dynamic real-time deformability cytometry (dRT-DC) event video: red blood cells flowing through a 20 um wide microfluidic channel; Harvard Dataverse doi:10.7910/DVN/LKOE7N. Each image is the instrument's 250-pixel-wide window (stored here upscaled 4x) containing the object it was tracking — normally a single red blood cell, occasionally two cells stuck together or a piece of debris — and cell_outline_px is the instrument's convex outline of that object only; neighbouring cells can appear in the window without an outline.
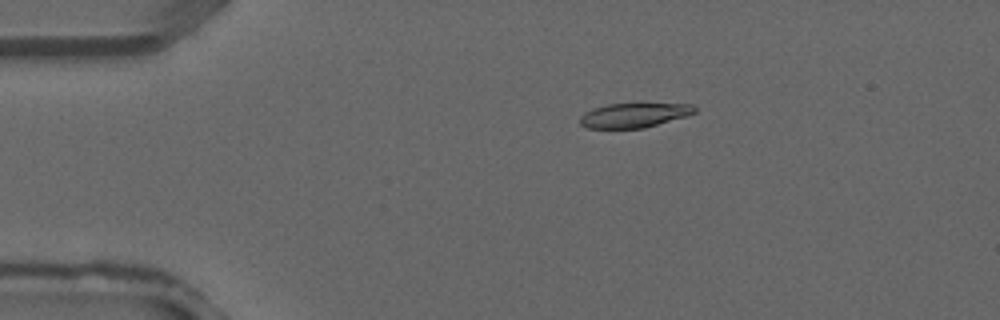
{"species": "common noctule bat (a hibernating species)", "species_latin": "Nyctalus noctula", "temperature_condition": "warm", "stored_images_in_passage": 39, "camera_frame_rate_fps": 3000, "um_per_image_px": 0.085, "animal": {"sex": "male", "forearm_length_mm": 52.5}, "frame": {"image": 1, "passage_image": 8, "time_ms": 2.333, "image_size_px": [1000, 320], "cell_outline_px": [[696, 112], [688, 116], [644, 128], [588, 128], [580, 124], [580, 116], [584, 112], [592, 108], [608, 104], [692, 104], [696, 108]], "centroid_in_image_um": [53.89, 9.8], "position_along_channel_um": 31.1, "area_um2": 16.36}}
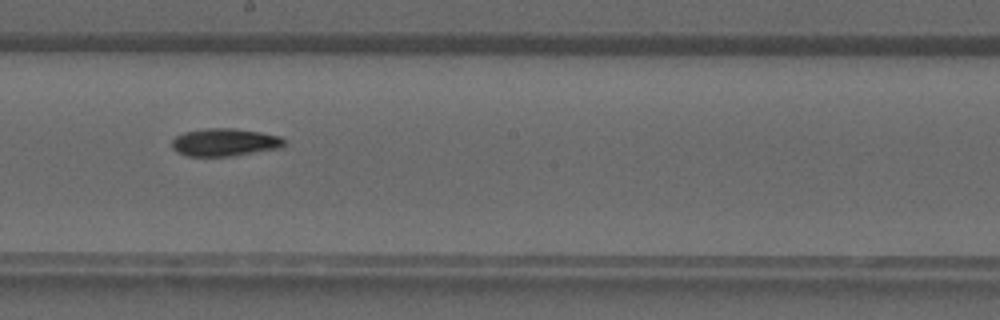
{"frame": {"image": 2, "passage_image": 22, "time_ms": 7.0, "image_size_px": [1000, 320], "cell_outline_px": [[288, 144], [284, 148], [232, 156], [188, 156], [176, 152], [172, 148], [172, 140], [176, 136], [184, 132], [204, 128], [236, 128], [260, 132], [280, 136]], "centroid_in_image_um": [19.14, 12.1], "position_along_channel_um": 229.1, "area_um2": 18.5}}
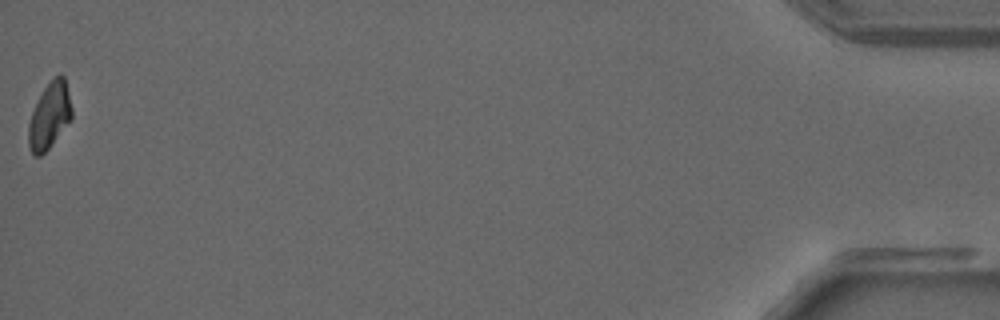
{"frame": {"image": 3, "passage_image": 39, "time_ms": 12.667, "image_size_px": [1000, 320], "cell_outline_px": [[72, 120], [48, 148], [40, 156], [36, 156], [32, 152], [28, 144], [28, 124], [32, 112], [44, 88], [60, 72], [64, 76], [72, 108]], "centroid_in_image_um": [4.22, 9.84], "position_along_channel_um": 431.0, "area_um2": 16.47}}